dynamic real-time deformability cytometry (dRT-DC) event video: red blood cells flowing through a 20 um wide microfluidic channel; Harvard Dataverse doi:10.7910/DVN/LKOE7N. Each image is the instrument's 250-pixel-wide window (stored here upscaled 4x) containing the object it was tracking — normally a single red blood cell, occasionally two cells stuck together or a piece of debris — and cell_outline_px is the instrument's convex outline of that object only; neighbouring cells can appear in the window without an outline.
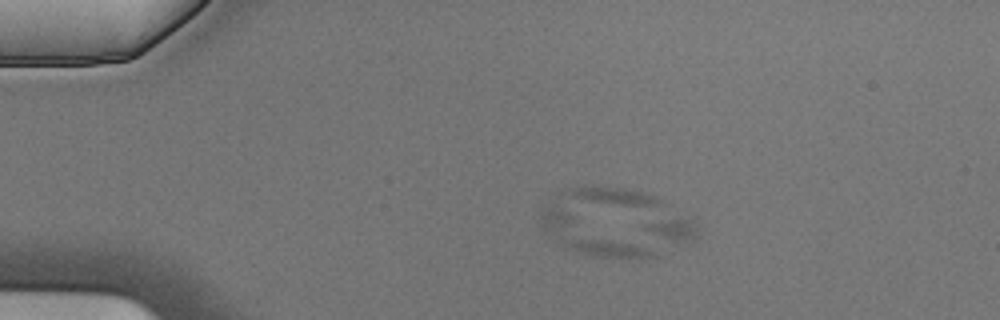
{"species": "Egyptian fruit bat (a non-hibernating species)", "species_latin": "Rousettus aegyptiacus", "temperature_condition": "cold", "stored_images_in_passage": 5, "segment_of_instrument_passage": [1, 2], "camera_frame_rate_fps": 3000, "um_per_image_px": 0.085, "animal": {"sex": "male"}, "frame": {"image": 1, "passage_image": 4, "time_ms": 1.0, "image_size_px": [1000, 320], "cell_outline_px": [[656, 256], [592, 256], [564, 248], [536, 220], [540, 212], [544, 208], [556, 208], [568, 212], [656, 252]], "centroid_in_image_um": [49.95, 20.06], "position_along_channel_um": 35.0, "area_um2": 20.63}}